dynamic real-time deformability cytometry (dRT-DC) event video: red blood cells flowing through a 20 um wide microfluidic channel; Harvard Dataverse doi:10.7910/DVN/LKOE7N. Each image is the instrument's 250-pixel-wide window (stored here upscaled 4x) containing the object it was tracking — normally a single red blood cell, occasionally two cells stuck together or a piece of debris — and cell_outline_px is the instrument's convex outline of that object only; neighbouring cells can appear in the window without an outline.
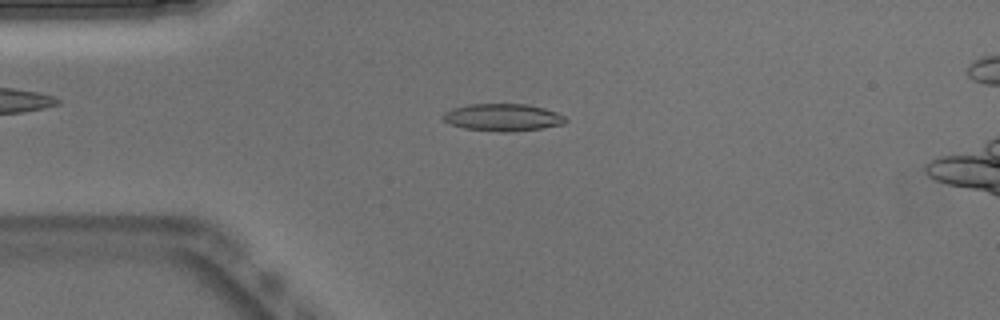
{"species": "Egyptian fruit bat (a non-hibernating species)", "species_latin": "Rousettus aegyptiacus", "temperature_condition": "warm", "stored_images_in_passage": 42, "camera_frame_rate_fps": 3000, "um_per_image_px": 0.085, "animal": {"sex": "male"}, "frame": {"image": 1, "passage_image": 2, "time_ms": 0.333, "image_size_px": [1000, 320], "cell_outline_px": [[568, 120], [564, 124], [540, 128], [512, 132], [500, 132], [464, 128], [452, 124], [444, 120], [444, 112], [452, 108], [468, 104], [528, 104], [544, 108], [556, 112], [564, 116]], "centroid_in_image_um": [42.76, 9.97], "position_along_channel_um": 42.2, "area_um2": 19.42}}
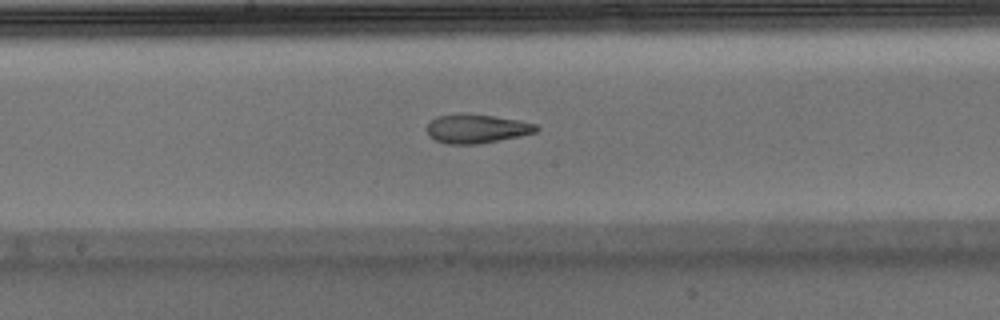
{"frame": {"image": 2, "passage_image": 16, "time_ms": 5.0, "image_size_px": [1000, 320], "cell_outline_px": [[540, 128], [536, 132], [520, 136], [476, 144], [448, 144], [436, 140], [428, 136], [428, 124], [436, 116], [460, 112], [464, 112], [492, 116], [516, 120], [536, 124]], "centroid_in_image_um": [40.49, 10.92], "position_along_channel_um": 207.7, "area_um2": 18.44}}
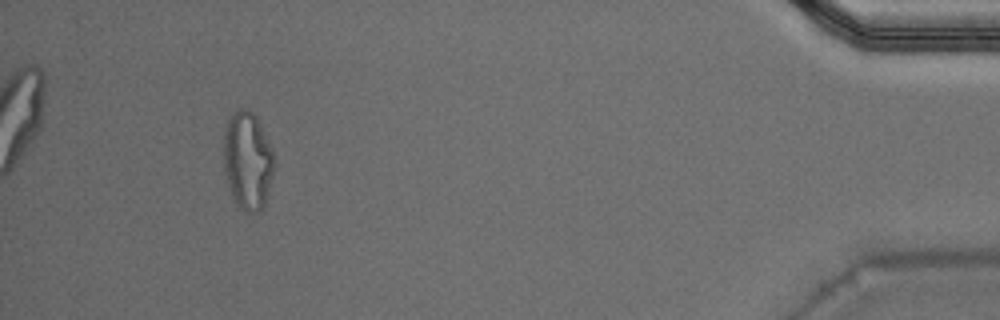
{"frame": {"image": 3, "passage_image": 37, "time_ms": 12.0, "image_size_px": [1000, 320], "cell_outline_px": [[272, 176], [268, 192], [264, 204], [260, 212], [244, 212], [240, 208], [232, 196], [224, 172], [224, 132], [228, 120], [232, 112], [240, 108], [244, 108], [252, 112], [256, 116], [272, 148]], "centroid_in_image_um": [21.02, 13.65], "position_along_channel_um": 414.2, "area_um2": 28.55}}